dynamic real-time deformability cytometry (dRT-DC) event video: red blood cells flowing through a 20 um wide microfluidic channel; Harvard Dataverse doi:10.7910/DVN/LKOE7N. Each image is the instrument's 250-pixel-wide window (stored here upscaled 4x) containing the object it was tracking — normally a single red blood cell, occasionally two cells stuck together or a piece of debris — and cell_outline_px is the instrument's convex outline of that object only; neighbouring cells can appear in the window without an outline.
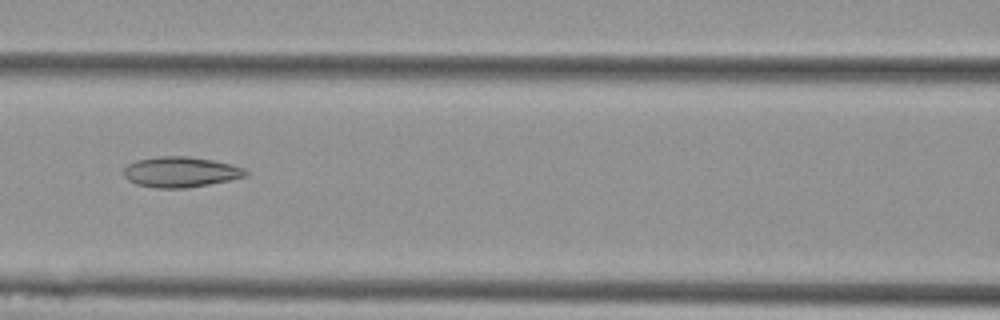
{"species": "Egyptian fruit bat (a non-hibernating species)", "species_latin": "Rousettus aegyptiacus", "temperature_condition": "cold", "stored_images_in_passage": 9, "camera_frame_rate_fps": 3000, "um_per_image_px": 0.085, "animal": {"sex": "female"}, "frame": {"image": 1, "passage_image": 7, "time_ms": 2.0, "image_size_px": [1000, 320], "cell_outline_px": [[248, 176], [208, 184], [184, 188], [156, 188], [136, 184], [128, 180], [124, 176], [124, 168], [128, 164], [136, 160], [160, 156], [188, 156], [212, 160], [232, 164], [244, 168], [248, 172]], "centroid_in_image_um": [15.35, 14.61], "position_along_channel_um": 151.3, "area_um2": 21.62}}
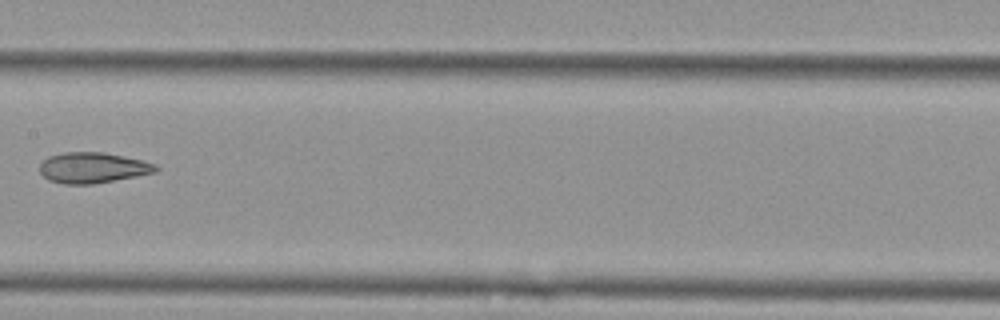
{"frame": {"image": 2, "passage_image": 8, "time_ms": 2.333, "image_size_px": [1000, 320], "cell_outline_px": [[160, 168], [156, 172], [136, 176], [92, 184], [64, 184], [48, 180], [40, 172], [40, 164], [48, 156], [64, 152], [104, 152], [144, 160], [156, 164]], "centroid_in_image_um": [7.9, 14.25], "position_along_channel_um": 199.5, "area_um2": 20.81}}
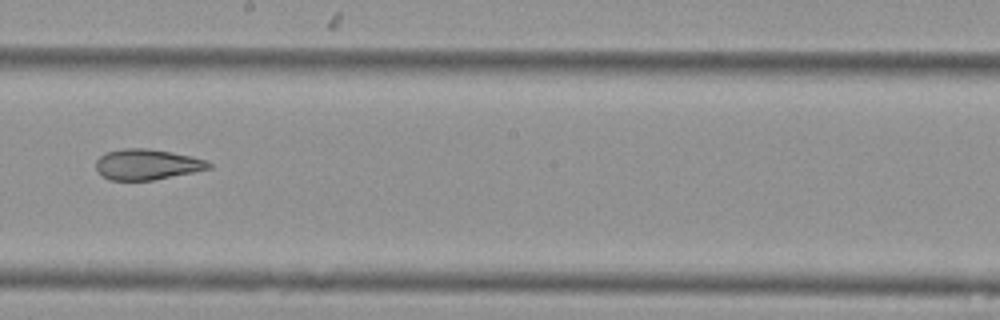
{"frame": {"image": 3, "passage_image": 9, "time_ms": 2.667, "image_size_px": [1000, 320], "cell_outline_px": [[212, 168], [152, 180], [108, 180], [96, 168], [96, 160], [104, 152], [120, 148], [148, 148], [172, 152], [192, 156], [208, 160], [212, 164]], "centroid_in_image_um": [12.5, 13.96], "position_along_channel_um": 235.7, "area_um2": 20.23}}